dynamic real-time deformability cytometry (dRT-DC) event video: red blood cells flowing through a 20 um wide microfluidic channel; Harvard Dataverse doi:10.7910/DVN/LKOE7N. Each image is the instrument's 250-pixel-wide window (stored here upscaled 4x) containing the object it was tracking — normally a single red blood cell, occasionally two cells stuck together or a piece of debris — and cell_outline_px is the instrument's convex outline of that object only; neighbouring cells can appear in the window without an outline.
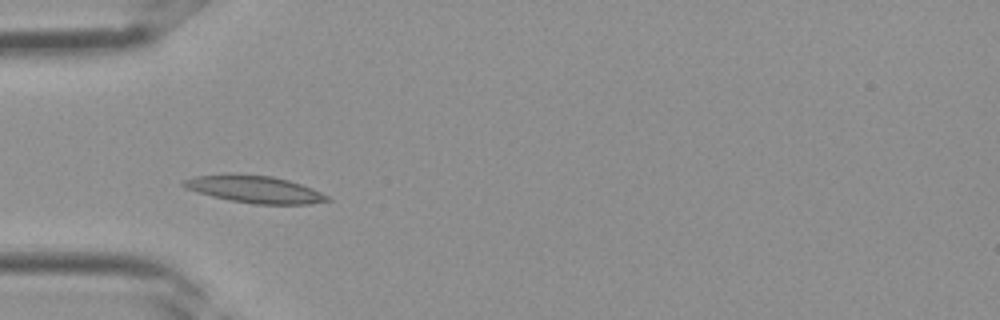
{"species": "Egyptian fruit bat (a non-hibernating species)", "species_latin": "Rousettus aegyptiacus", "temperature_condition": "room temperature", "stored_images_in_passage": 4, "camera_frame_rate_fps": 3000, "um_per_image_px": 0.085, "frame": {"image": 1, "passage_image": 3, "time_ms": 0.667, "image_size_px": [1000, 320], "cell_outline_px": [[332, 200], [308, 204], [256, 204], [232, 200], [212, 196], [184, 188], [180, 184], [184, 180], [196, 176], [232, 172], [272, 176], [288, 180], [312, 188], [332, 196]], "centroid_in_image_um": [21.65, 16.07], "position_along_channel_um": 63.3, "area_um2": 23.06}}
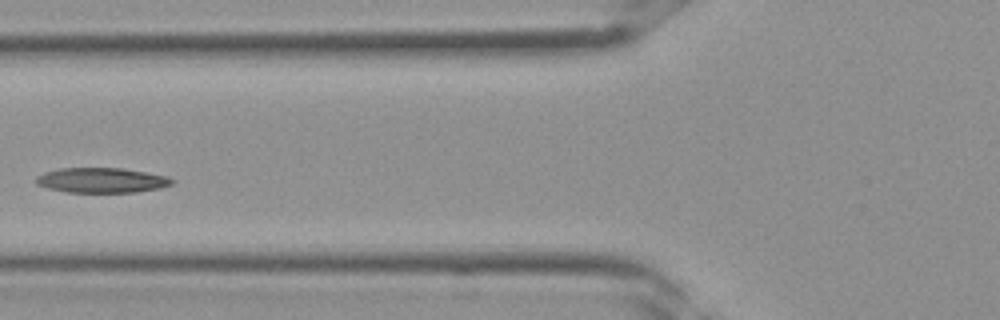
{"frame": {"image": 2, "passage_image": 4, "time_ms": 1.0, "image_size_px": [1000, 320], "cell_outline_px": [[176, 180], [172, 184], [160, 188], [136, 192], [68, 192], [48, 188], [36, 184], [36, 176], [44, 172], [60, 168], [120, 168], [168, 176]], "centroid_in_image_um": [8.65, 15.32], "position_along_channel_um": 117.2, "area_um2": 19.77}}